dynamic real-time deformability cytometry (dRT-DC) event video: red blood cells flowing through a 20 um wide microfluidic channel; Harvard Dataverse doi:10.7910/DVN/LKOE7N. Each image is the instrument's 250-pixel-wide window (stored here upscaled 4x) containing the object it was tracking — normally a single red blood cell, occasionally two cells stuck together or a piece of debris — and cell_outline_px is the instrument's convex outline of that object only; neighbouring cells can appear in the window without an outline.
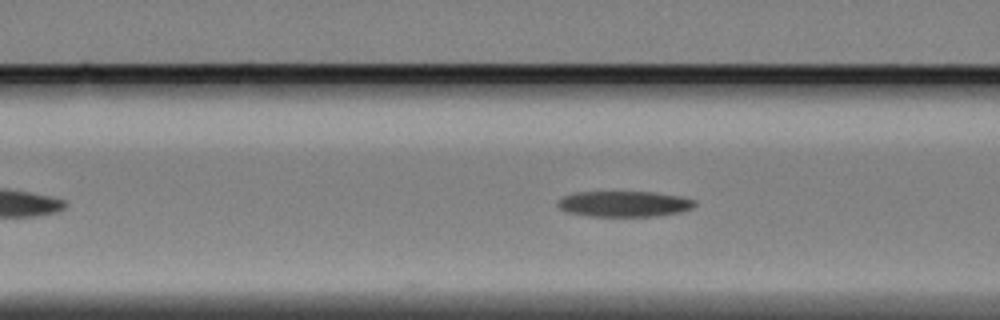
{"species": "Egyptian fruit bat (a non-hibernating species)", "species_latin": "Rousettus aegyptiacus", "temperature_condition": "cold", "stored_images_in_passage": 44, "camera_frame_rate_fps": 3000, "um_per_image_px": 0.085, "animal": {"sex": "female"}, "frame": {"image": 1, "passage_image": 6, "time_ms": 1.667, "image_size_px": [1000, 320], "cell_outline_px": [[696, 204], [692, 208], [680, 212], [656, 216], [588, 216], [568, 212], [560, 208], [556, 204], [564, 196], [576, 192], [652, 192], [680, 196], [696, 200]], "centroid_in_image_um": [53.08, 17.33], "position_along_channel_um": 113.5, "area_um2": 20.46}}
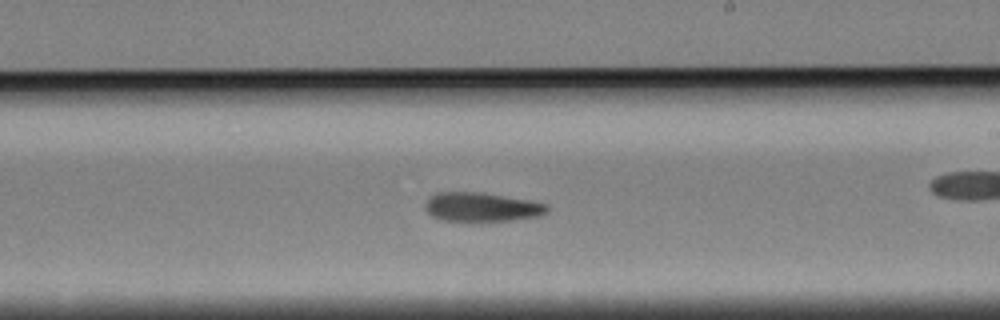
{"frame": {"image": 2, "passage_image": 18, "time_ms": 5.667, "image_size_px": [1000, 320], "cell_outline_px": [[548, 212], [540, 216], [512, 220], [440, 220], [432, 216], [424, 208], [424, 204], [436, 192], [476, 192], [528, 200], [548, 204]], "centroid_in_image_um": [40.94, 17.6], "position_along_channel_um": 248.1, "area_um2": 20.29}}
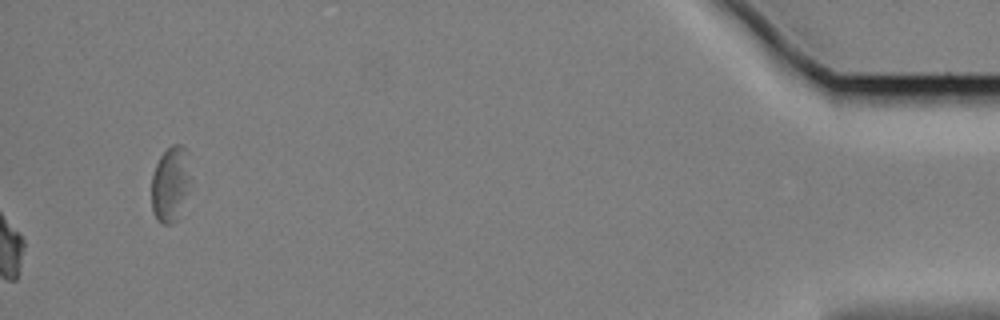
{"frame": {"image": 3, "passage_image": 44, "time_ms": 14.333, "image_size_px": [1000, 320], "cell_outline_px": [[192, 180], [188, 192], [176, 220], [172, 224], [160, 224], [156, 220], [152, 212], [152, 176], [156, 164], [160, 156], [172, 144], [184, 144], [188, 152]], "centroid_in_image_um": [14.51, 15.61], "position_along_channel_um": 420.7, "area_um2": 17.63}, "authors_computed_cell_mechanics": {"area_um2": 20.8658, "velocity_mm_per_s": 3.3613, "shape_relaxation_time_tau1_ms": 6.3133, "shape_relaxation_time_tau2_ms": 10.9357, "deformation_change_tau1": 0.1524, "deformation_change_tau2": 0.2191}}